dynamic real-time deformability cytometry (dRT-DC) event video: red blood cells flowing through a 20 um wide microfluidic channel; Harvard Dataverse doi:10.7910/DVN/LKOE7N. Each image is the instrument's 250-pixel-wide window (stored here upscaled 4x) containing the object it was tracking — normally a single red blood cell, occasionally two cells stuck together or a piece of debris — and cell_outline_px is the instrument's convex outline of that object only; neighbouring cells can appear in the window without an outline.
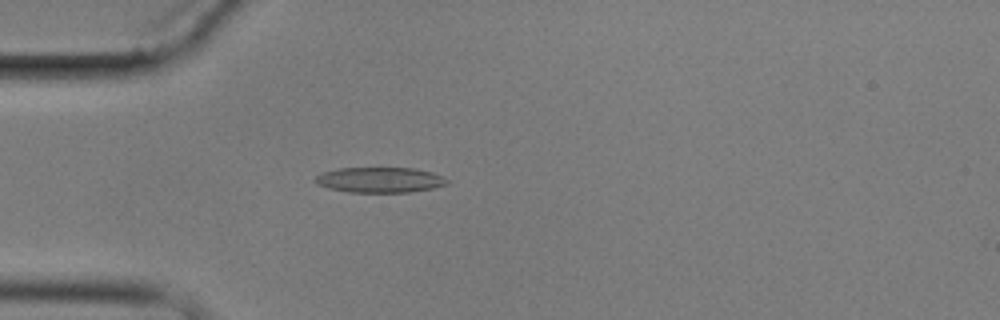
{"species": "common noctule bat (a hibernating species)", "species_latin": "Nyctalus noctula", "temperature_condition": "cold", "stored_images_in_passage": 5, "camera_frame_rate_fps": 3000, "um_per_image_px": 0.085, "animal": {"sex": "male", "body_mass_g": 17.9}, "frame": {"image": 1, "passage_image": 5, "time_ms": 4.333, "image_size_px": [1000, 320], "cell_outline_px": [[448, 184], [432, 188], [408, 192], [348, 192], [328, 188], [316, 184], [312, 180], [316, 176], [324, 172], [340, 168], [416, 168], [432, 172], [444, 176], [448, 180]], "centroid_in_image_um": [32.29, 15.29], "position_along_channel_um": 52.7, "area_um2": 19.54}}